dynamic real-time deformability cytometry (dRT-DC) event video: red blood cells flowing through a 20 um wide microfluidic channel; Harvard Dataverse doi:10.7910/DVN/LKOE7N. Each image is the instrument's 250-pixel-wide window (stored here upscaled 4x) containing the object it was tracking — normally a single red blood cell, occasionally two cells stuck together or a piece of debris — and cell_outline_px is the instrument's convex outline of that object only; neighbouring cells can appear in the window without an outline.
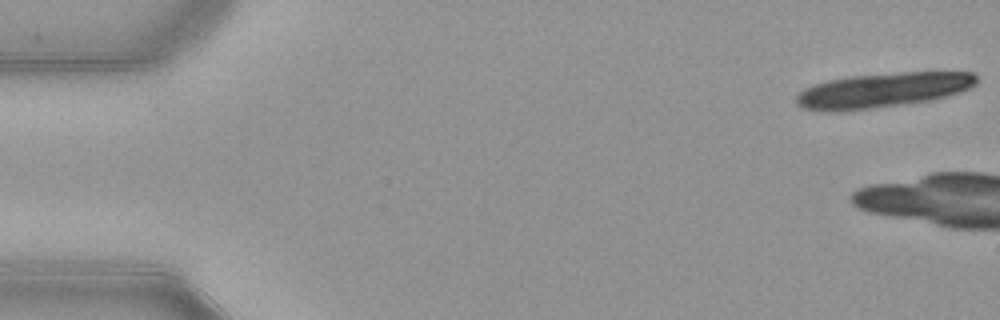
{"species": "common noctule bat (a hibernating species)", "species_latin": "Nyctalus noctula", "temperature_condition": "warm", "stored_images_in_passage": 10, "camera_frame_rate_fps": 3000, "um_per_image_px": 0.085, "animal": {"sex": "female", "body_mass_g": 21.9}, "frame": {"image": 1, "passage_image": 1, "time_ms": 0.0, "image_size_px": [1000, 320], "cell_outline_px": [[980, 80], [976, 84], [960, 92], [948, 96], [932, 100], [872, 108], [840, 112], [824, 112], [800, 108], [796, 104], [796, 96], [804, 88], [812, 84], [828, 80], [852, 76], [900, 72], [972, 72]], "centroid_in_image_um": [75.0, 7.67], "position_along_channel_um": 10.0, "area_um2": 36.82}}